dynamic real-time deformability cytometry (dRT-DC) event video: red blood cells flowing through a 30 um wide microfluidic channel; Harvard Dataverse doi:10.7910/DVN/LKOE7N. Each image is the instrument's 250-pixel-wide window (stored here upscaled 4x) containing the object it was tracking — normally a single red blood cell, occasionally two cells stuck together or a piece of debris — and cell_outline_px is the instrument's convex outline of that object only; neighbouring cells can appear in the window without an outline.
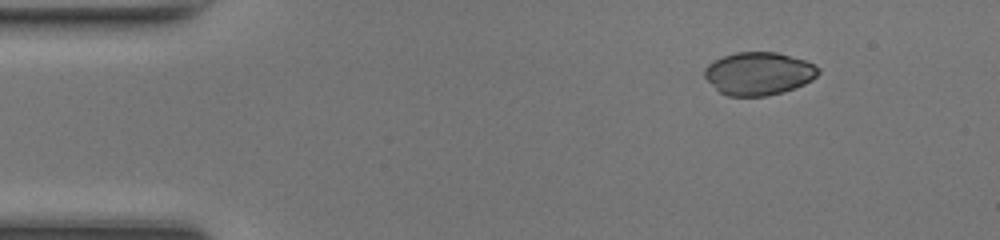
{"species": "common noctule bat (a hibernating species)", "species_latin": "Nyctalus noctula", "temperature_condition": "room temperature", "stored_images_in_passage": 43, "camera_frame_rate_fps": 3000, "um_per_image_px": 0.085, "animal": {"sex": "female", "body_mass_g": 17.0, "forearm_length_mm": 48.0}, "frame": {"image": 1, "passage_image": 1, "time_ms": 0.0, "image_size_px": [1000, 240], "cell_outline_px": [[820, 72], [812, 80], [804, 84], [768, 96], [728, 96], [720, 92], [704, 76], [704, 68], [708, 64], [724, 56], [736, 52], [776, 52], [804, 60], [820, 68]], "centroid_in_image_um": [64.48, 6.25], "position_along_channel_um": 20.5, "area_um2": 28.15}}
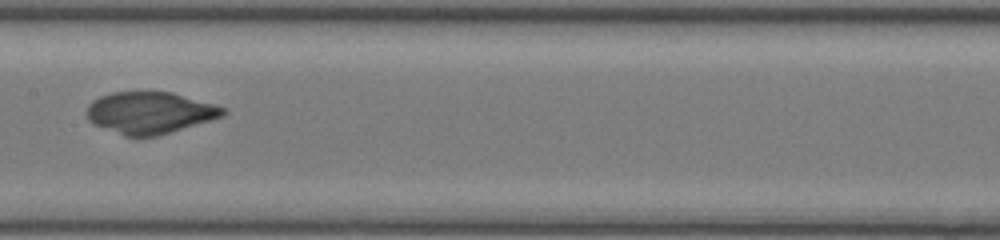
{"frame": {"image": 2, "passage_image": 19, "time_ms": 6.0, "image_size_px": [1000, 240], "cell_outline_px": [[228, 112], [224, 116], [212, 120], [156, 136], [124, 136], [92, 124], [88, 120], [84, 112], [88, 104], [92, 100], [100, 96], [112, 92], [172, 92], [212, 104], [224, 108]], "centroid_in_image_um": [12.68, 9.58], "position_along_channel_um": 194.7, "area_um2": 33.23}}
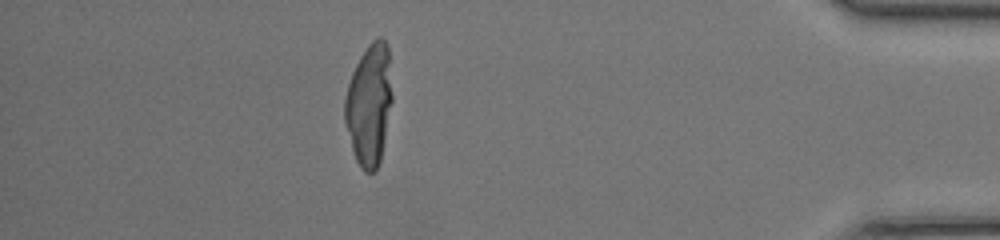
{"frame": {"image": 3, "passage_image": 37, "time_ms": 12.0, "image_size_px": [1000, 240], "cell_outline_px": [[392, 100], [380, 160], [376, 172], [364, 172], [360, 168], [352, 152], [344, 124], [344, 100], [348, 84], [352, 72], [360, 56], [368, 44], [376, 36], [380, 36], [388, 44], [392, 96]], "centroid_in_image_um": [31.36, 8.89], "position_along_channel_um": 403.8, "area_um2": 33.93}}